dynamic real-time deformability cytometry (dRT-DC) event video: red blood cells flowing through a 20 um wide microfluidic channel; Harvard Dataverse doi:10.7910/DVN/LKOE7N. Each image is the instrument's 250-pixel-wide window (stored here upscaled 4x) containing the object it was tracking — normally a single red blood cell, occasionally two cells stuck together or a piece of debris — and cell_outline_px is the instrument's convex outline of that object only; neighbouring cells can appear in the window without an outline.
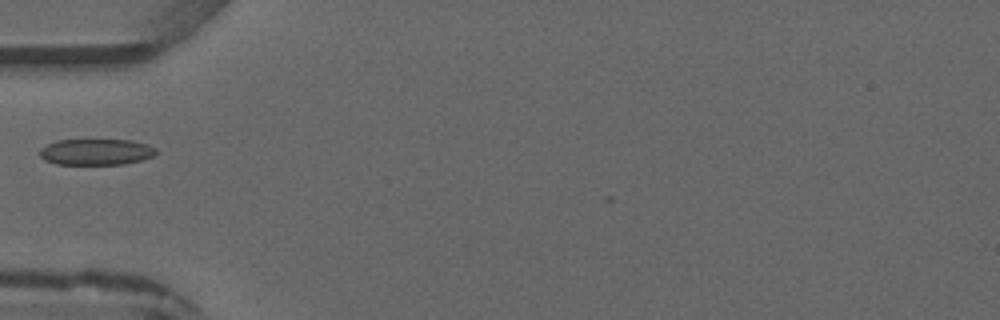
{"species": "common noctule bat (a hibernating species)", "species_latin": "Nyctalus noctula", "temperature_condition": "warm", "stored_images_in_passage": 4, "camera_frame_rate_fps": 3000, "um_per_image_px": 0.085, "animal": {"sex": "male", "forearm_length_mm": 52.5}, "frame": {"image": 1, "passage_image": 3, "time_ms": 2.333, "image_size_px": [1000, 320], "cell_outline_px": [[156, 152], [152, 156], [140, 160], [124, 164], [56, 164], [44, 160], [40, 156], [40, 148], [56, 140], [132, 140], [148, 144], [156, 148]], "centroid_in_image_um": [8.15, 12.91], "position_along_channel_um": 76.8, "area_um2": 17.69}}